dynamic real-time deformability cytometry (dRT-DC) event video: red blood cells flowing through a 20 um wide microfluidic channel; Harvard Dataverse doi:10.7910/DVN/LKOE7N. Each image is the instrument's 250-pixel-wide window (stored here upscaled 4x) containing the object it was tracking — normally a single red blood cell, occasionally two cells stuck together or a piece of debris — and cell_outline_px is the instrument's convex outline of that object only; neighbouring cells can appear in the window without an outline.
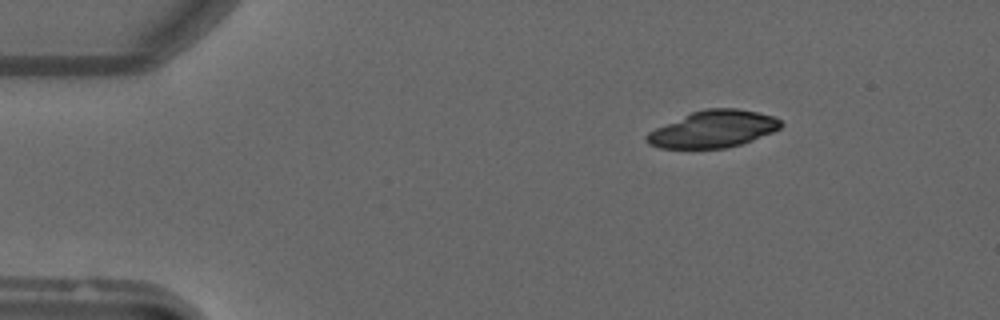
{"species": "common noctule bat (a hibernating species)", "species_latin": "Nyctalus noctula", "temperature_condition": "warm", "stored_images_in_passage": 2, "camera_frame_rate_fps": 3000, "um_per_image_px": 0.085, "animal": {"sex": "male", "forearm_length_mm": 52.5}, "frame": {"image": 1, "passage_image": 1, "time_ms": 0.0, "image_size_px": [1000, 320], "cell_outline_px": [[784, 124], [780, 128], [772, 132], [752, 140], [740, 144], [724, 148], [660, 148], [648, 144], [644, 140], [644, 136], [648, 132], [656, 128], [692, 112], [704, 108], [736, 108], [756, 112], [772, 116], [780, 120]], "centroid_in_image_um": [60.6, 10.97], "position_along_channel_um": 24.4, "area_um2": 28.67}}